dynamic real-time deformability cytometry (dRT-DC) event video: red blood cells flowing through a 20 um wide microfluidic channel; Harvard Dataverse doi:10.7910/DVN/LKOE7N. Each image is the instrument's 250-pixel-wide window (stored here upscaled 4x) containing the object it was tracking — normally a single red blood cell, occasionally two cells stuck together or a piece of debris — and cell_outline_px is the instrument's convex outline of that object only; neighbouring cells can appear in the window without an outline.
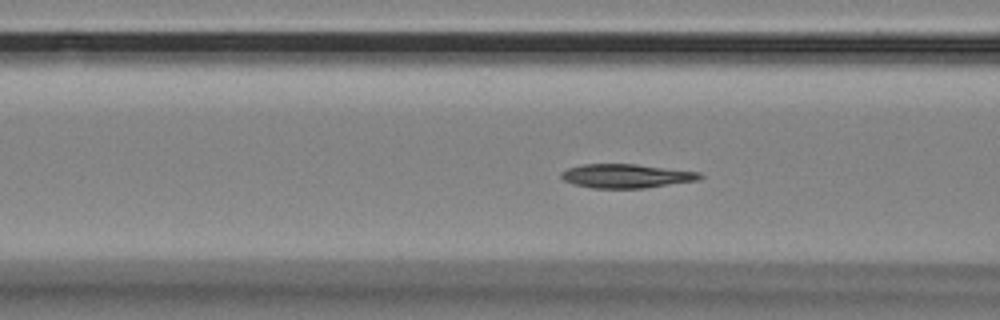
{"species": "Egyptian fruit bat (a non-hibernating species)", "species_latin": "Rousettus aegyptiacus", "temperature_condition": "room temperature", "stored_images_in_passage": 46, "camera_frame_rate_fps": 3000, "um_per_image_px": 0.085, "animal": {"sex": "female"}, "frame": {"image": 1, "passage_image": 11, "time_ms": 3.333, "image_size_px": [1000, 320], "cell_outline_px": [[704, 176], [700, 180], [644, 188], [592, 188], [576, 184], [564, 180], [560, 176], [560, 172], [568, 168], [584, 164], [636, 164], [700, 172]], "centroid_in_image_um": [53.26, 14.95], "position_along_channel_um": 113.3, "area_um2": 19.31}}
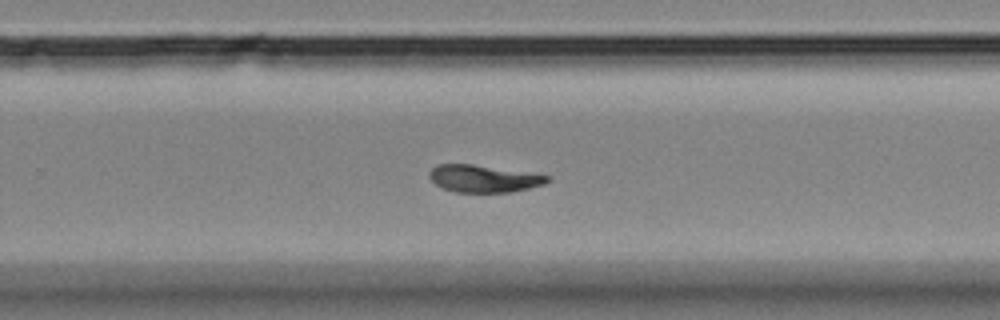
{"frame": {"image": 2, "passage_image": 26, "time_ms": 8.333, "image_size_px": [1000, 320], "cell_outline_px": [[552, 180], [544, 184], [512, 192], [456, 192], [440, 188], [428, 176], [428, 172], [432, 168], [440, 164], [472, 164], [552, 176]], "centroid_in_image_um": [41.11, 15.19], "position_along_channel_um": 288.7, "area_um2": 18.73}}
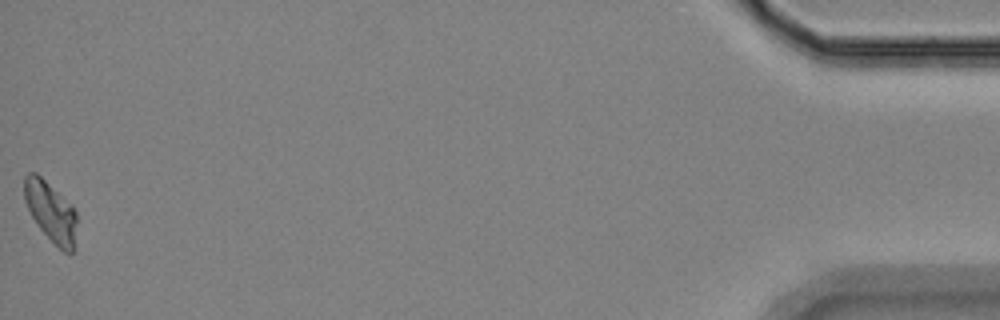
{"frame": {"image": 3, "passage_image": 46, "time_ms": 15.0, "image_size_px": [1000, 320], "cell_outline_px": [[76, 220], [72, 252], [64, 252], [40, 228], [32, 216], [24, 200], [24, 176], [28, 172], [36, 172], [72, 204], [76, 212]], "centroid_in_image_um": [4.29, 17.92], "position_along_channel_um": 430.9, "area_um2": 17.98}, "authors_computed_cell_mechanics": {"area_um2": 18.9584, "velocity_mm_per_s": 3.5128, "shape_relaxation_time_tau1_ms": null, "shape_relaxation_time_tau2_ms": 5.9575, "deformation_change_tau1": null, "deformation_change_tau2": 0.0765}}